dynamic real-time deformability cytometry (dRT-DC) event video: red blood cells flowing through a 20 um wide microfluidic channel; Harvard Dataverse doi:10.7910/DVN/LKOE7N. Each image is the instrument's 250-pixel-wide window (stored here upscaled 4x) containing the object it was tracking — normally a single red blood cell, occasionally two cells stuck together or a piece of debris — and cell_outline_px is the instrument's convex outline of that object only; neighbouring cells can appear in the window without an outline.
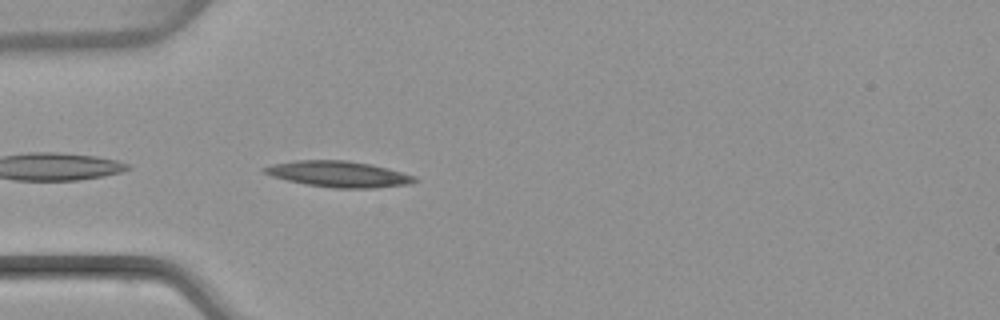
{"species": "common noctule bat (a hibernating species)", "species_latin": "Nyctalus noctula", "temperature_condition": "warm", "stored_images_in_passage": 31, "camera_frame_rate_fps": 3000, "um_per_image_px": 0.085, "animal": {"sex": "female", "body_mass_g": 22.7, "forearm_length_mm": 54.2}, "frame": {"image": 1, "passage_image": 2, "time_ms": 0.333, "image_size_px": [1000, 320], "cell_outline_px": [[420, 180], [408, 184], [372, 188], [332, 188], [308, 184], [288, 180], [272, 176], [264, 172], [260, 168], [272, 164], [296, 160], [344, 160], [372, 164], [388, 168], [416, 176]], "centroid_in_image_um": [28.8, 14.79], "position_along_channel_um": 56.2, "area_um2": 22.72}}
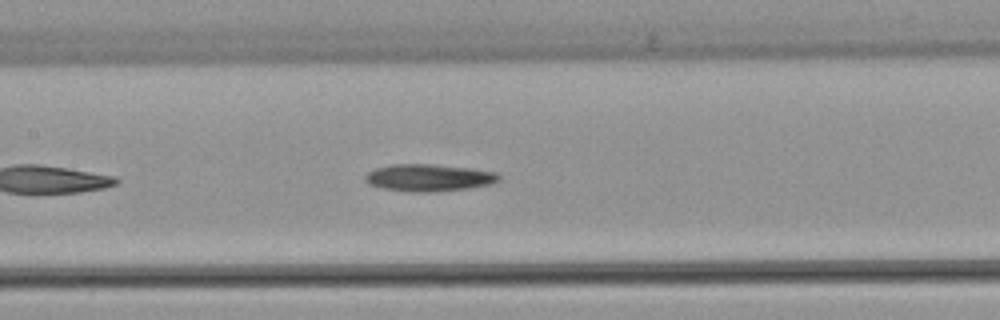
{"frame": {"image": 2, "passage_image": 11, "time_ms": 3.333, "image_size_px": [1000, 320], "cell_outline_px": [[500, 180], [492, 184], [464, 188], [428, 192], [424, 192], [384, 188], [368, 184], [364, 180], [364, 176], [368, 172], [376, 168], [392, 164], [432, 164], [472, 168], [496, 172], [500, 176]], "centroid_in_image_um": [36.46, 15.08], "position_along_channel_um": 170.9, "area_um2": 20.87}}
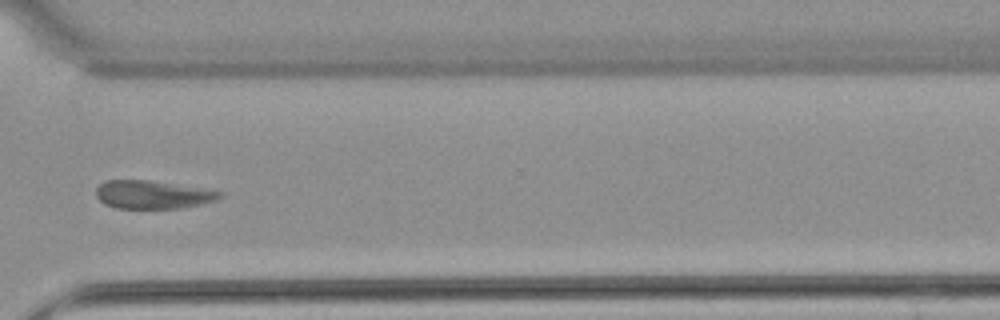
{"frame": {"image": 3, "passage_image": 25, "time_ms": 8.0, "image_size_px": [1000, 320], "cell_outline_px": [[224, 196], [216, 200], [200, 204], [180, 208], [116, 208], [104, 204], [96, 196], [96, 188], [104, 180], [152, 180], [208, 188], [224, 192]], "centroid_in_image_um": [13.03, 16.52], "position_along_channel_um": 357.6, "area_um2": 20.69}, "authors_computed_cell_mechanics": {"area_um2": 20.8658, "velocity_mm_per_s": 3.998, "shape_relaxation_time_tau1_ms": null, "shape_relaxation_time_tau2_ms": 8.6082, "deformation_change_tau1": null, "deformation_change_tau2": 0.163}}